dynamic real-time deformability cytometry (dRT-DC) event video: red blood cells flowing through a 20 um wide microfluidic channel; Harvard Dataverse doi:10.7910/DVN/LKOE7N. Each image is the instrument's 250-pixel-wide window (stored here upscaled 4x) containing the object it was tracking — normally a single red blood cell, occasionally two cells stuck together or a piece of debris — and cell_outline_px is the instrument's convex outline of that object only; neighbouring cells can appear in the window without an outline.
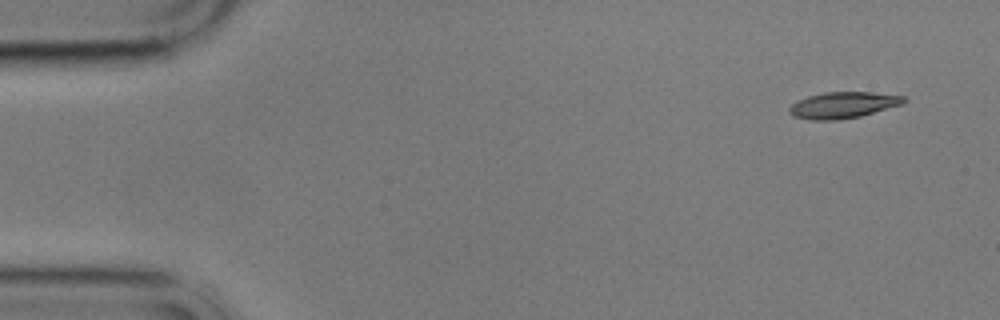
{"species": "common noctule bat (a hibernating species)", "species_latin": "Nyctalus noctula", "temperature_condition": "cold", "stored_images_in_passage": 8, "camera_frame_rate_fps": 3000, "um_per_image_px": 0.085, "animal": {"sex": "male", "body_mass_g": 17.9}, "frame": {"image": 1, "passage_image": 1, "time_ms": 0.0, "image_size_px": [1000, 320], "cell_outline_px": [[908, 100], [904, 104], [860, 116], [840, 120], [808, 120], [792, 116], [788, 112], [788, 108], [796, 100], [808, 96], [824, 92], [872, 92], [904, 96]], "centroid_in_image_um": [71.64, 8.93], "position_along_channel_um": 13.4, "area_um2": 17.8}}
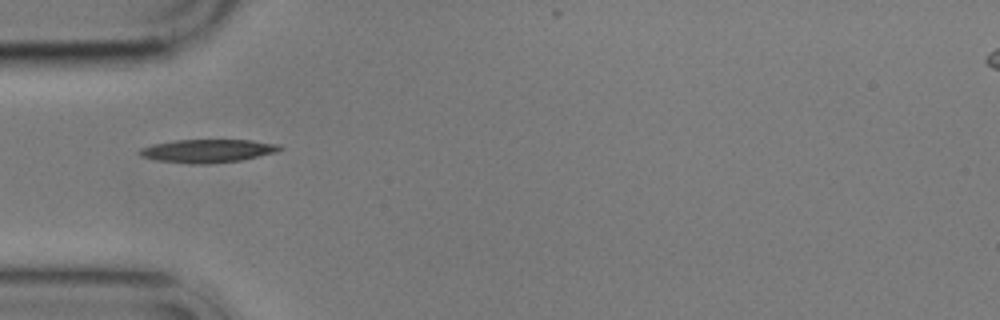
{"frame": {"image": 2, "passage_image": 5, "time_ms": 4.667, "image_size_px": [1000, 320], "cell_outline_px": [[284, 148], [276, 152], [240, 160], [208, 164], [192, 164], [156, 160], [140, 156], [136, 152], [140, 148], [152, 144], [176, 140], [252, 140], [280, 144]], "centroid_in_image_um": [17.62, 12.82], "position_along_channel_um": 67.4, "area_um2": 19.07}}
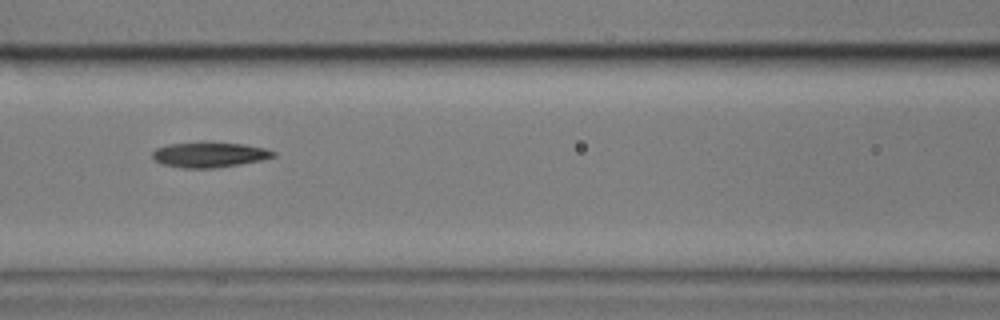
{"frame": {"image": 3, "passage_image": 7, "time_ms": 7.0, "image_size_px": [1000, 320], "cell_outline_px": [[276, 156], [260, 160], [240, 164], [216, 168], [180, 168], [164, 164], [156, 160], [152, 156], [152, 152], [156, 148], [168, 144], [244, 144], [264, 148], [276, 152]], "centroid_in_image_um": [17.81, 13.18], "position_along_channel_um": 148.8, "area_um2": 17.11}}